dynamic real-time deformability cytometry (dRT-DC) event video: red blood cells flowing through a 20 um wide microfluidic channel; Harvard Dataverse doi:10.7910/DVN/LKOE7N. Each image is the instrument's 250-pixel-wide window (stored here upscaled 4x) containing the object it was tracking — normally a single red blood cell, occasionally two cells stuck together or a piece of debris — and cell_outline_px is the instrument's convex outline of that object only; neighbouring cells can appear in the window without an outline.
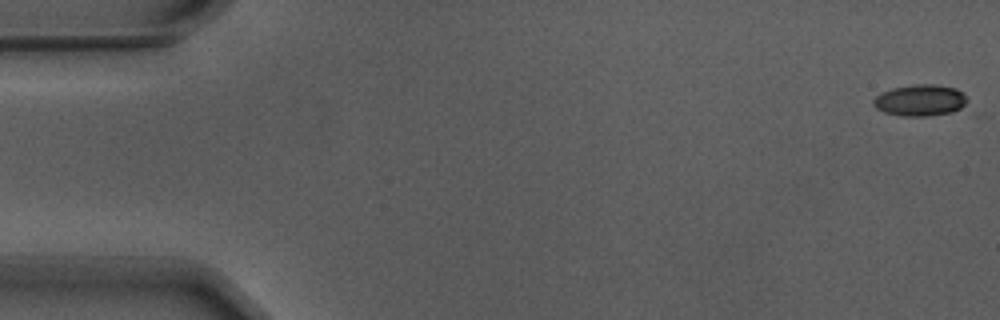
{"species": "Egyptian fruit bat (a non-hibernating species)", "species_latin": "Rousettus aegyptiacus", "temperature_condition": "warm", "stored_images_in_passage": 54, "camera_frame_rate_fps": 3000, "um_per_image_px": 0.085, "animal": {"sex": "male"}, "frame": {"image": 1, "passage_image": 1, "time_ms": 0.0, "image_size_px": [1000, 320], "cell_outline_px": [[968, 108], [952, 112], [928, 116], [904, 116], [884, 112], [876, 108], [872, 104], [872, 100], [876, 96], [892, 88], [916, 84], [936, 84], [956, 88], [964, 92], [968, 100]], "centroid_in_image_um": [78.3, 8.53], "position_along_channel_um": 6.7, "area_um2": 17.57}}
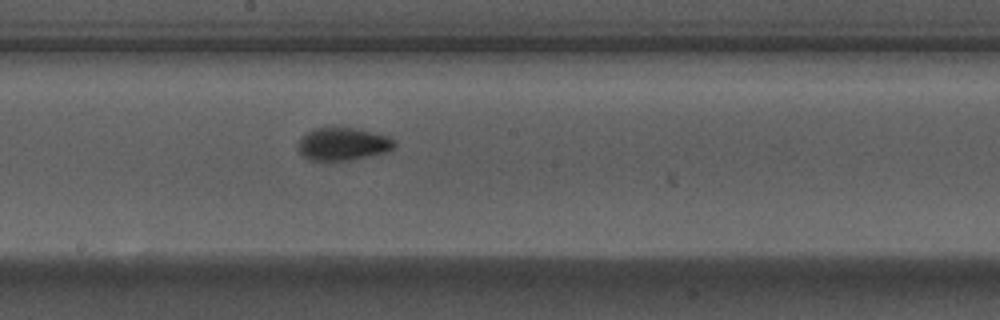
{"frame": {"image": 2, "passage_image": 30, "time_ms": 9.667, "image_size_px": [1000, 320], "cell_outline_px": [[396, 144], [388, 152], [348, 160], [308, 160], [300, 152], [296, 144], [300, 136], [312, 128], [356, 128], [388, 136], [396, 140]], "centroid_in_image_um": [29.12, 12.23], "position_along_channel_um": 219.1, "area_um2": 18.5}}
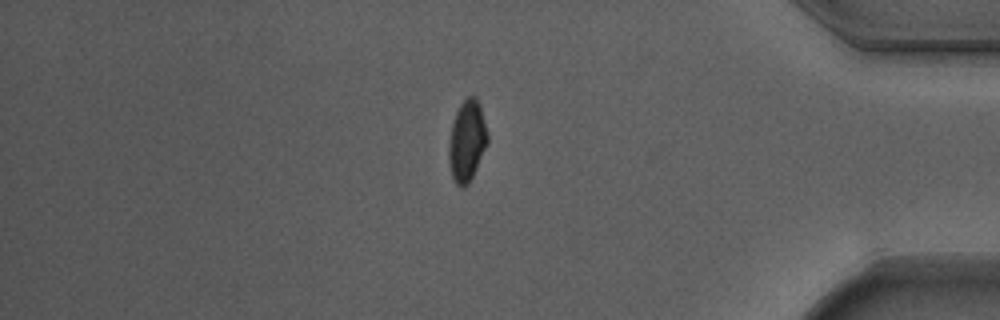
{"frame": {"image": 3, "passage_image": 47, "time_ms": 15.333, "image_size_px": [1000, 320], "cell_outline_px": [[488, 144], [468, 184], [460, 188], [456, 184], [452, 176], [448, 160], [448, 144], [452, 124], [456, 112], [460, 104], [468, 96], [476, 96], [480, 104], [488, 132]], "centroid_in_image_um": [39.7, 11.96], "position_along_channel_um": 395.5, "area_um2": 18.44}}